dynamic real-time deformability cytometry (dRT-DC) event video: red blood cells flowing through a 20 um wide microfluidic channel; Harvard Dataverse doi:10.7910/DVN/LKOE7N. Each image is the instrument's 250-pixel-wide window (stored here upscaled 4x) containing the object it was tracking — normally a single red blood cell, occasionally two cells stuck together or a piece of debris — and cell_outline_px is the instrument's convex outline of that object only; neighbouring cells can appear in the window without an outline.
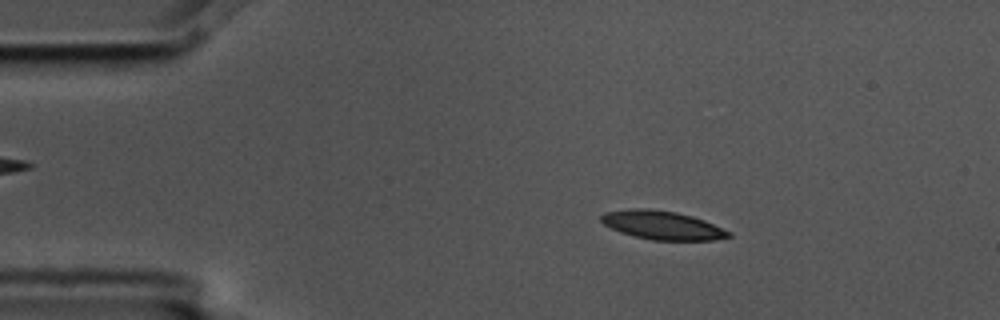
{"species": "common noctule bat (a hibernating species)", "species_latin": "Nyctalus noctula", "temperature_condition": "cold", "stored_images_in_passage": 7, "camera_frame_rate_fps": 3000, "um_per_image_px": 0.085, "animal": {"sex": "male", "body_mass_g": 17.5, "forearm_length_mm": 52.3}, "frame": {"image": 1, "passage_image": 2, "time_ms": 0.333, "image_size_px": [1000, 320], "cell_outline_px": [[732, 236], [712, 240], [652, 240], [620, 232], [604, 224], [600, 220], [600, 216], [604, 212], [636, 208], [644, 208], [676, 212], [692, 216], [704, 220], [732, 232]], "centroid_in_image_um": [56.3, 19.14], "position_along_channel_um": 28.7, "area_um2": 21.1}}
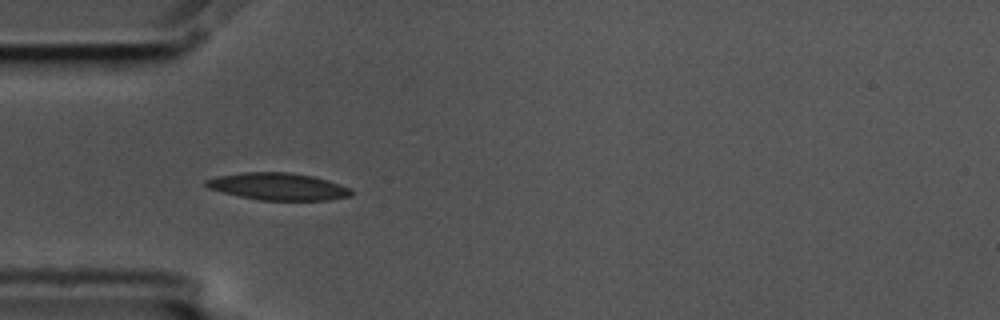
{"frame": {"image": 2, "passage_image": 4, "time_ms": 1.0, "image_size_px": [1000, 320], "cell_outline_px": [[352, 196], [328, 200], [260, 200], [240, 196], [208, 188], [204, 184], [204, 180], [216, 176], [244, 172], [288, 172], [312, 176], [328, 180], [352, 188]], "centroid_in_image_um": [23.65, 15.85], "position_along_channel_um": 61.3, "area_um2": 23.0}}